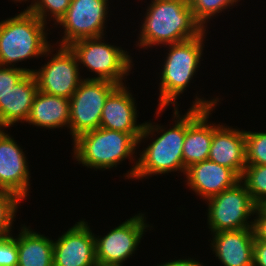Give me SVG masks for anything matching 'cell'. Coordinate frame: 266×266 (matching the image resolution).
<instances>
[{
	"mask_svg": "<svg viewBox=\"0 0 266 266\" xmlns=\"http://www.w3.org/2000/svg\"><path fill=\"white\" fill-rule=\"evenodd\" d=\"M219 98L205 100L196 96L185 114V138L183 143V164L186 169L196 163L208 160L212 143V124L209 115L218 104ZM209 124V125H208Z\"/></svg>",
	"mask_w": 266,
	"mask_h": 266,
	"instance_id": "cell-11",
	"label": "cell"
},
{
	"mask_svg": "<svg viewBox=\"0 0 266 266\" xmlns=\"http://www.w3.org/2000/svg\"><path fill=\"white\" fill-rule=\"evenodd\" d=\"M69 109L70 99L38 91L26 122L47 129L69 127Z\"/></svg>",
	"mask_w": 266,
	"mask_h": 266,
	"instance_id": "cell-20",
	"label": "cell"
},
{
	"mask_svg": "<svg viewBox=\"0 0 266 266\" xmlns=\"http://www.w3.org/2000/svg\"><path fill=\"white\" fill-rule=\"evenodd\" d=\"M145 214L134 217L111 229L103 237L95 236L96 262L102 265L123 266V262L135 254L140 240L150 225Z\"/></svg>",
	"mask_w": 266,
	"mask_h": 266,
	"instance_id": "cell-9",
	"label": "cell"
},
{
	"mask_svg": "<svg viewBox=\"0 0 266 266\" xmlns=\"http://www.w3.org/2000/svg\"><path fill=\"white\" fill-rule=\"evenodd\" d=\"M95 235L81 220L53 240V266H95Z\"/></svg>",
	"mask_w": 266,
	"mask_h": 266,
	"instance_id": "cell-13",
	"label": "cell"
},
{
	"mask_svg": "<svg viewBox=\"0 0 266 266\" xmlns=\"http://www.w3.org/2000/svg\"><path fill=\"white\" fill-rule=\"evenodd\" d=\"M205 201L208 203L207 220L211 234L253 227V220L250 222L248 219L254 215L257 205L241 181Z\"/></svg>",
	"mask_w": 266,
	"mask_h": 266,
	"instance_id": "cell-7",
	"label": "cell"
},
{
	"mask_svg": "<svg viewBox=\"0 0 266 266\" xmlns=\"http://www.w3.org/2000/svg\"><path fill=\"white\" fill-rule=\"evenodd\" d=\"M146 10L136 46L180 43L205 30L195 20L188 0H153Z\"/></svg>",
	"mask_w": 266,
	"mask_h": 266,
	"instance_id": "cell-2",
	"label": "cell"
},
{
	"mask_svg": "<svg viewBox=\"0 0 266 266\" xmlns=\"http://www.w3.org/2000/svg\"><path fill=\"white\" fill-rule=\"evenodd\" d=\"M45 28L46 24L30 11L0 21V66L15 67L19 61L49 56L53 47Z\"/></svg>",
	"mask_w": 266,
	"mask_h": 266,
	"instance_id": "cell-3",
	"label": "cell"
},
{
	"mask_svg": "<svg viewBox=\"0 0 266 266\" xmlns=\"http://www.w3.org/2000/svg\"><path fill=\"white\" fill-rule=\"evenodd\" d=\"M157 266H203L202 263H200L197 260L194 259H178V260H171L169 262H165L163 264L157 265Z\"/></svg>",
	"mask_w": 266,
	"mask_h": 266,
	"instance_id": "cell-31",
	"label": "cell"
},
{
	"mask_svg": "<svg viewBox=\"0 0 266 266\" xmlns=\"http://www.w3.org/2000/svg\"><path fill=\"white\" fill-rule=\"evenodd\" d=\"M0 266H18L17 242L11 234L0 236Z\"/></svg>",
	"mask_w": 266,
	"mask_h": 266,
	"instance_id": "cell-28",
	"label": "cell"
},
{
	"mask_svg": "<svg viewBox=\"0 0 266 266\" xmlns=\"http://www.w3.org/2000/svg\"><path fill=\"white\" fill-rule=\"evenodd\" d=\"M211 247L224 266H253V228L213 233Z\"/></svg>",
	"mask_w": 266,
	"mask_h": 266,
	"instance_id": "cell-18",
	"label": "cell"
},
{
	"mask_svg": "<svg viewBox=\"0 0 266 266\" xmlns=\"http://www.w3.org/2000/svg\"><path fill=\"white\" fill-rule=\"evenodd\" d=\"M240 181L257 206L266 205V165H246Z\"/></svg>",
	"mask_w": 266,
	"mask_h": 266,
	"instance_id": "cell-22",
	"label": "cell"
},
{
	"mask_svg": "<svg viewBox=\"0 0 266 266\" xmlns=\"http://www.w3.org/2000/svg\"><path fill=\"white\" fill-rule=\"evenodd\" d=\"M70 3L71 0H34L24 10L35 14L46 25L47 14L48 17L51 15L50 18H53L56 24L65 15Z\"/></svg>",
	"mask_w": 266,
	"mask_h": 266,
	"instance_id": "cell-24",
	"label": "cell"
},
{
	"mask_svg": "<svg viewBox=\"0 0 266 266\" xmlns=\"http://www.w3.org/2000/svg\"><path fill=\"white\" fill-rule=\"evenodd\" d=\"M38 85L33 72H28L0 100V128L4 129L26 122L33 104Z\"/></svg>",
	"mask_w": 266,
	"mask_h": 266,
	"instance_id": "cell-19",
	"label": "cell"
},
{
	"mask_svg": "<svg viewBox=\"0 0 266 266\" xmlns=\"http://www.w3.org/2000/svg\"><path fill=\"white\" fill-rule=\"evenodd\" d=\"M17 1V2H22V1H28V0H14V2Z\"/></svg>",
	"mask_w": 266,
	"mask_h": 266,
	"instance_id": "cell-33",
	"label": "cell"
},
{
	"mask_svg": "<svg viewBox=\"0 0 266 266\" xmlns=\"http://www.w3.org/2000/svg\"><path fill=\"white\" fill-rule=\"evenodd\" d=\"M255 219H253L254 238L261 241H266V205L256 206Z\"/></svg>",
	"mask_w": 266,
	"mask_h": 266,
	"instance_id": "cell-29",
	"label": "cell"
},
{
	"mask_svg": "<svg viewBox=\"0 0 266 266\" xmlns=\"http://www.w3.org/2000/svg\"><path fill=\"white\" fill-rule=\"evenodd\" d=\"M73 143L76 161L96 171L117 167L126 158L133 160L138 145L129 133L101 127L80 134Z\"/></svg>",
	"mask_w": 266,
	"mask_h": 266,
	"instance_id": "cell-5",
	"label": "cell"
},
{
	"mask_svg": "<svg viewBox=\"0 0 266 266\" xmlns=\"http://www.w3.org/2000/svg\"><path fill=\"white\" fill-rule=\"evenodd\" d=\"M30 172L23 149L11 135L0 129V190L26 199L30 190Z\"/></svg>",
	"mask_w": 266,
	"mask_h": 266,
	"instance_id": "cell-14",
	"label": "cell"
},
{
	"mask_svg": "<svg viewBox=\"0 0 266 266\" xmlns=\"http://www.w3.org/2000/svg\"><path fill=\"white\" fill-rule=\"evenodd\" d=\"M28 72H33V69L0 66V100H2L12 87Z\"/></svg>",
	"mask_w": 266,
	"mask_h": 266,
	"instance_id": "cell-27",
	"label": "cell"
},
{
	"mask_svg": "<svg viewBox=\"0 0 266 266\" xmlns=\"http://www.w3.org/2000/svg\"><path fill=\"white\" fill-rule=\"evenodd\" d=\"M18 266H53V240L24 225L17 238Z\"/></svg>",
	"mask_w": 266,
	"mask_h": 266,
	"instance_id": "cell-21",
	"label": "cell"
},
{
	"mask_svg": "<svg viewBox=\"0 0 266 266\" xmlns=\"http://www.w3.org/2000/svg\"><path fill=\"white\" fill-rule=\"evenodd\" d=\"M21 201L15 193L0 190V236L11 234L14 217Z\"/></svg>",
	"mask_w": 266,
	"mask_h": 266,
	"instance_id": "cell-25",
	"label": "cell"
},
{
	"mask_svg": "<svg viewBox=\"0 0 266 266\" xmlns=\"http://www.w3.org/2000/svg\"><path fill=\"white\" fill-rule=\"evenodd\" d=\"M247 165H266V132L245 131Z\"/></svg>",
	"mask_w": 266,
	"mask_h": 266,
	"instance_id": "cell-26",
	"label": "cell"
},
{
	"mask_svg": "<svg viewBox=\"0 0 266 266\" xmlns=\"http://www.w3.org/2000/svg\"><path fill=\"white\" fill-rule=\"evenodd\" d=\"M208 160L232 169L240 178L246 163L245 131L212 123Z\"/></svg>",
	"mask_w": 266,
	"mask_h": 266,
	"instance_id": "cell-16",
	"label": "cell"
},
{
	"mask_svg": "<svg viewBox=\"0 0 266 266\" xmlns=\"http://www.w3.org/2000/svg\"><path fill=\"white\" fill-rule=\"evenodd\" d=\"M175 125L166 131L163 126L145 122L142 133L138 139V146L150 134L161 133L153 139L152 143L145 148L135 165L125 174L128 179H144L151 175L165 174L180 171L185 174L186 167L183 164V143L185 138V114L181 117L178 109L173 107ZM160 130V131H159ZM159 131V132H158ZM164 131V132H163Z\"/></svg>",
	"mask_w": 266,
	"mask_h": 266,
	"instance_id": "cell-1",
	"label": "cell"
},
{
	"mask_svg": "<svg viewBox=\"0 0 266 266\" xmlns=\"http://www.w3.org/2000/svg\"><path fill=\"white\" fill-rule=\"evenodd\" d=\"M102 38L104 37L79 39L69 47L79 65L83 64L90 72L98 75L85 80H106L124 85V77L129 75L133 66L131 56L119 46L105 43Z\"/></svg>",
	"mask_w": 266,
	"mask_h": 266,
	"instance_id": "cell-6",
	"label": "cell"
},
{
	"mask_svg": "<svg viewBox=\"0 0 266 266\" xmlns=\"http://www.w3.org/2000/svg\"><path fill=\"white\" fill-rule=\"evenodd\" d=\"M119 85L106 99L100 127L131 134L137 141L145 123L137 124V109L130 90Z\"/></svg>",
	"mask_w": 266,
	"mask_h": 266,
	"instance_id": "cell-15",
	"label": "cell"
},
{
	"mask_svg": "<svg viewBox=\"0 0 266 266\" xmlns=\"http://www.w3.org/2000/svg\"><path fill=\"white\" fill-rule=\"evenodd\" d=\"M54 56L41 69L33 70L38 91L70 99L81 79L79 63L69 46H60Z\"/></svg>",
	"mask_w": 266,
	"mask_h": 266,
	"instance_id": "cell-12",
	"label": "cell"
},
{
	"mask_svg": "<svg viewBox=\"0 0 266 266\" xmlns=\"http://www.w3.org/2000/svg\"><path fill=\"white\" fill-rule=\"evenodd\" d=\"M238 0H188L189 7L193 12L195 20L206 29L204 24H207L215 14L228 9L238 3ZM235 3V4H234Z\"/></svg>",
	"mask_w": 266,
	"mask_h": 266,
	"instance_id": "cell-23",
	"label": "cell"
},
{
	"mask_svg": "<svg viewBox=\"0 0 266 266\" xmlns=\"http://www.w3.org/2000/svg\"><path fill=\"white\" fill-rule=\"evenodd\" d=\"M106 80H83L70 98L69 129L73 140L100 127L102 110L108 96L118 87Z\"/></svg>",
	"mask_w": 266,
	"mask_h": 266,
	"instance_id": "cell-8",
	"label": "cell"
},
{
	"mask_svg": "<svg viewBox=\"0 0 266 266\" xmlns=\"http://www.w3.org/2000/svg\"><path fill=\"white\" fill-rule=\"evenodd\" d=\"M185 175L190 190L192 189L204 200L230 189L240 182V177L232 169L210 160L189 166Z\"/></svg>",
	"mask_w": 266,
	"mask_h": 266,
	"instance_id": "cell-17",
	"label": "cell"
},
{
	"mask_svg": "<svg viewBox=\"0 0 266 266\" xmlns=\"http://www.w3.org/2000/svg\"><path fill=\"white\" fill-rule=\"evenodd\" d=\"M206 29L197 37L169 46L160 77L159 104L156 115L177 98L190 84L202 58ZM176 102V103H175Z\"/></svg>",
	"mask_w": 266,
	"mask_h": 266,
	"instance_id": "cell-4",
	"label": "cell"
},
{
	"mask_svg": "<svg viewBox=\"0 0 266 266\" xmlns=\"http://www.w3.org/2000/svg\"><path fill=\"white\" fill-rule=\"evenodd\" d=\"M253 266H266V241L254 240Z\"/></svg>",
	"mask_w": 266,
	"mask_h": 266,
	"instance_id": "cell-30",
	"label": "cell"
},
{
	"mask_svg": "<svg viewBox=\"0 0 266 266\" xmlns=\"http://www.w3.org/2000/svg\"><path fill=\"white\" fill-rule=\"evenodd\" d=\"M95 266H111V265H102L97 263Z\"/></svg>",
	"mask_w": 266,
	"mask_h": 266,
	"instance_id": "cell-32",
	"label": "cell"
},
{
	"mask_svg": "<svg viewBox=\"0 0 266 266\" xmlns=\"http://www.w3.org/2000/svg\"><path fill=\"white\" fill-rule=\"evenodd\" d=\"M108 0H71L65 15L57 25L64 28L60 46H69L83 38L104 36L105 20L109 11Z\"/></svg>",
	"mask_w": 266,
	"mask_h": 266,
	"instance_id": "cell-10",
	"label": "cell"
}]
</instances>
